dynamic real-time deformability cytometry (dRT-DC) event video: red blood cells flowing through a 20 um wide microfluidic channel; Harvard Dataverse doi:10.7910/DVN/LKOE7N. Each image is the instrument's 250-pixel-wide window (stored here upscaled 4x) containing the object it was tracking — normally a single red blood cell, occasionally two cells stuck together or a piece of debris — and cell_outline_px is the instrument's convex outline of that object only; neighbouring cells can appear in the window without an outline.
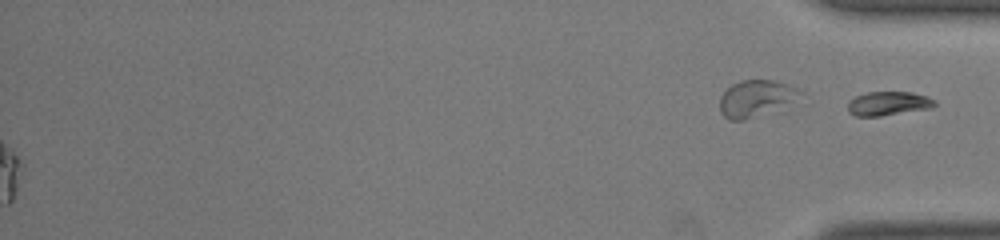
{"species": "common noctule bat (a hibernating species)", "species_latin": "Nyctalus noctula", "temperature_condition": "room temperature", "stored_images_in_passage": 48, "segment_of_instrument_passage": [2, 2], "camera_frame_rate_fps": 3000, "um_per_image_px": 0.085, "animal": {"sex": "male", "body_mass_g": 19.0, "forearm_length_mm": 50.8}, "frame": {"image": 1, "passage_image": 48, "time_ms": 15.667, "image_size_px": [1000, 240], "cell_outline_px": [[936, 104], [932, 108], [880, 116], [856, 116], [848, 112], [848, 100], [856, 96], [868, 92], [912, 92], [936, 100]], "centroid_in_image_um": [75.49, 8.8], "position_along_channel_um": 359.7, "area_um2": 12.14}}